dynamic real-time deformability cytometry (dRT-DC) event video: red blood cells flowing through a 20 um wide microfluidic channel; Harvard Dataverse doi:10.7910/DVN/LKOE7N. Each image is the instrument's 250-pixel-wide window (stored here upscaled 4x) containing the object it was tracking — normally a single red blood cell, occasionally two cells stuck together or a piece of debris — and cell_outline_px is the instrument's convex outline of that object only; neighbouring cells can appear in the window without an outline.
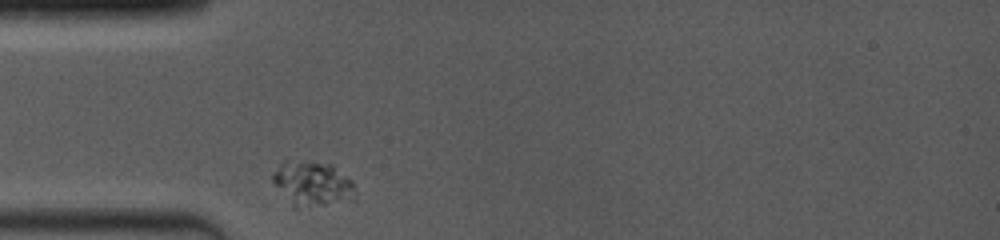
{"species": "common noctule bat (a hibernating species)", "species_latin": "Nyctalus noctula", "temperature_condition": "room temperature", "stored_images_in_passage": 5, "camera_frame_rate_fps": 4000, "um_per_image_px": 0.085, "animal": {"sex": "female", "body_mass_g": 19.0, "forearm_length_mm": 53.3}, "frame": {"image": 1, "passage_image": 1, "time_ms": 0.0, "image_size_px": [1000, 240], "cell_outline_px": [[356, 196], [352, 200], [296, 208], [292, 208], [272, 180], [272, 176], [280, 164], [284, 160], [332, 164], [352, 180]], "centroid_in_image_um": [26.56, 15.62], "position_along_channel_um": 58.4, "area_um2": 21.33}}
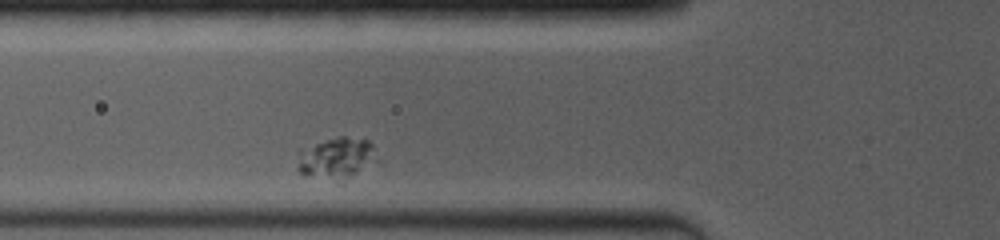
{"frame": {"image": 2, "passage_image": 3, "time_ms": 1.25, "image_size_px": [1000, 240], "cell_outline_px": [[380, 164], [352, 172], [300, 172], [296, 168], [300, 148], [340, 136], [344, 136], [368, 140], [372, 144], [380, 160]], "centroid_in_image_um": [28.71, 13.25], "position_along_channel_um": 97.1, "area_um2": 17.17}}
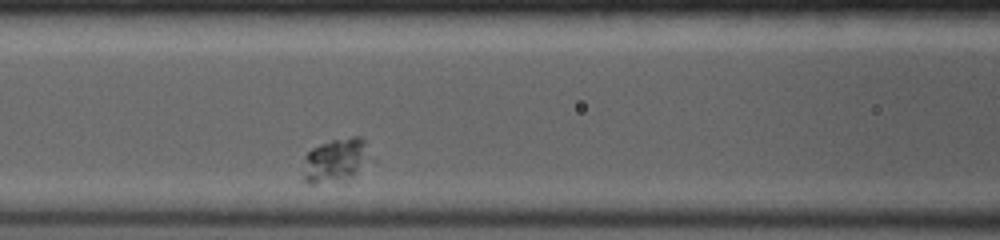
{"frame": {"image": 3, "passage_image": 5, "time_ms": 2.5, "image_size_px": [1000, 240], "cell_outline_px": [[364, 144], [356, 168], [352, 176], [344, 184], [308, 184], [304, 180], [304, 156], [312, 148], [320, 144], [332, 140], [352, 136], [360, 136], [364, 140]], "centroid_in_image_um": [28.31, 13.69], "position_along_channel_um": 138.3, "area_um2": 16.18}}